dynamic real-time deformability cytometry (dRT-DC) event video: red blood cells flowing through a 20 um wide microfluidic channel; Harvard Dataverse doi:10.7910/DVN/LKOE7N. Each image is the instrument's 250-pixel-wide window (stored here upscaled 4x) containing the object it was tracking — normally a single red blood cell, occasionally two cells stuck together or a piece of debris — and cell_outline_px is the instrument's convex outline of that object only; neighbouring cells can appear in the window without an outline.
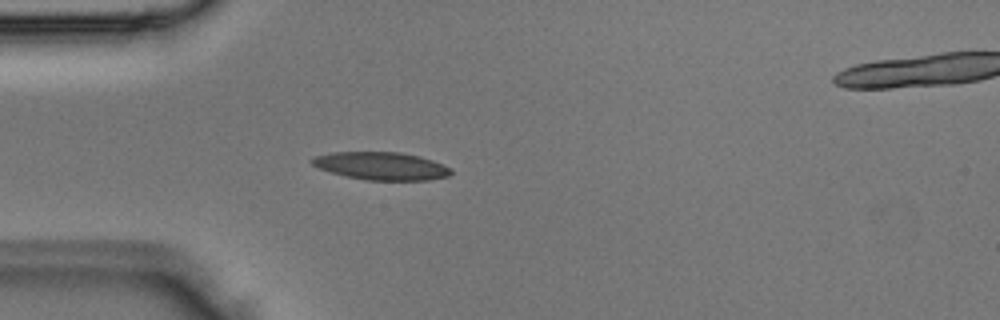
{"species": "Egyptian fruit bat (a non-hibernating species)", "species_latin": "Rousettus aegyptiacus", "temperature_condition": "room temperature", "stored_images_in_passage": 2, "camera_frame_rate_fps": 3000, "um_per_image_px": 0.085, "animal": {"sex": "male"}, "frame": {"image": 1, "passage_image": 1, "time_ms": 0.0, "image_size_px": [1000, 320], "cell_outline_px": [[452, 172], [448, 176], [428, 180], [368, 180], [348, 176], [332, 172], [320, 168], [312, 164], [308, 160], [316, 156], [332, 152], [400, 152], [420, 156], [432, 160], [452, 168]], "centroid_in_image_um": [32.43, 14.1], "position_along_channel_um": 52.6, "area_um2": 22.37}}